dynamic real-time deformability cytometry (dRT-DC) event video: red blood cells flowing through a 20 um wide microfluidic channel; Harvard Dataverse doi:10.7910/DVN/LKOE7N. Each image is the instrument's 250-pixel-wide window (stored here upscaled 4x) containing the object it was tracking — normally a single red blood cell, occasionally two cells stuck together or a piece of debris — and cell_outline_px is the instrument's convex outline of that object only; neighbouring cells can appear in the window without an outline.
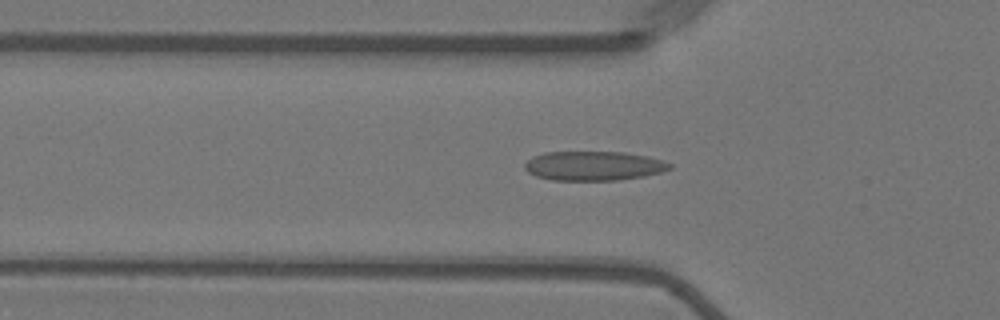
{"species": "Egyptian fruit bat (a non-hibernating species)", "species_latin": "Rousettus aegyptiacus", "temperature_condition": "warm", "stored_images_in_passage": 46, "camera_frame_rate_fps": 3000, "um_per_image_px": 0.085, "animal": {"sex": "female"}, "frame": {"image": 1, "passage_image": 15, "time_ms": 4.667, "image_size_px": [1000, 320], "cell_outline_px": [[672, 168], [660, 172], [644, 176], [616, 180], [552, 180], [536, 176], [528, 172], [524, 168], [524, 164], [532, 156], [544, 152], [624, 152], [648, 156], [672, 164]], "centroid_in_image_um": [50.43, 14.09], "position_along_channel_um": 75.4, "area_um2": 24.74}}
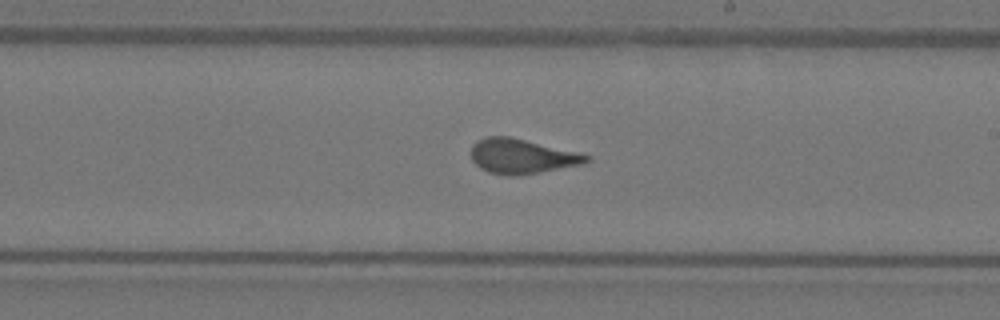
{"frame": {"image": 2, "passage_image": 29, "time_ms": 9.333, "image_size_px": [1000, 320], "cell_outline_px": [[592, 160], [580, 164], [516, 176], [512, 176], [488, 172], [480, 168], [472, 160], [472, 144], [476, 140], [484, 136], [508, 136], [580, 152], [592, 156]], "centroid_in_image_um": [44.35, 13.26], "position_along_channel_um": 244.7, "area_um2": 23.29}}
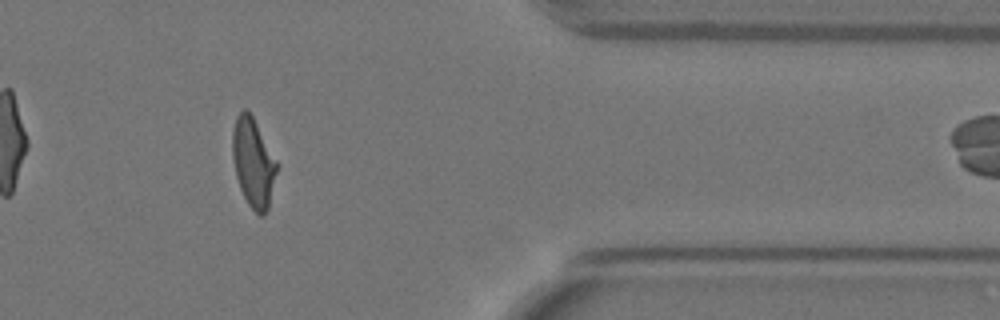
{"frame": {"image": 3, "passage_image": 43, "time_ms": 14.0, "image_size_px": [1000, 320], "cell_outline_px": [[280, 164], [268, 208], [264, 216], [260, 216], [248, 204], [240, 188], [236, 176], [232, 156], [232, 132], [236, 116], [244, 108], [252, 116]], "centroid_in_image_um": [21.55, 13.83], "position_along_channel_um": 389.8, "area_um2": 23.24}, "authors_computed_cell_mechanics": {"area_um2": 23.5824, "velocity_mm_per_s": 3.6014, "shape_relaxation_time_tau1_ms": 7.8038, "shape_relaxation_time_tau2_ms": 0.6986, "deformation_change_tau1": 0.2258, "deformation_change_tau2": 0.0848}}